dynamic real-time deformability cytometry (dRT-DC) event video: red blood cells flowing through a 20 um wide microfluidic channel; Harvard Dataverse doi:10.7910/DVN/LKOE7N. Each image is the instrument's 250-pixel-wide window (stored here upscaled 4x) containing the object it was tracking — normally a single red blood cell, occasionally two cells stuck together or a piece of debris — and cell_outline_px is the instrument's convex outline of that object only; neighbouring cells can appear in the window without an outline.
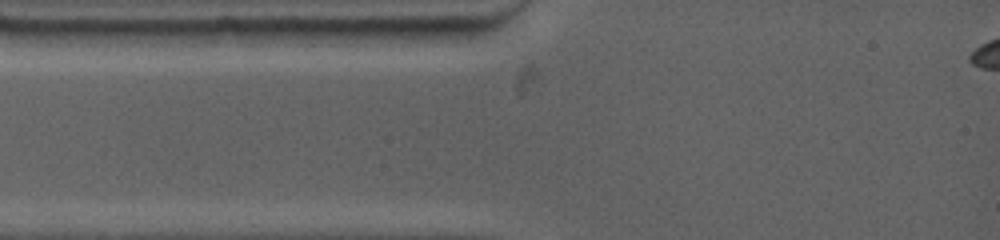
{"species": "common noctule bat (a hibernating species)", "species_latin": "Nyctalus noctula", "temperature_condition": "warm", "stored_images_in_passage": 2, "camera_frame_rate_fps": 4500, "um_per_image_px": 0.085, "animal": {"sex": "female", "body_mass_g": 19.0, "forearm_length_mm": 53.3}, "frame": {"image": 1, "passage_image": 1, "time_ms": 0.0, "image_size_px": [1000, 240], "cell_outline_px": [[472, 28], [468, 44], [344, 44], [336, 40], [328, 28]], "centroid_in_image_um": [34.17, 3.05], "position_along_channel_um": 50.8, "area_um2": 15.72}}